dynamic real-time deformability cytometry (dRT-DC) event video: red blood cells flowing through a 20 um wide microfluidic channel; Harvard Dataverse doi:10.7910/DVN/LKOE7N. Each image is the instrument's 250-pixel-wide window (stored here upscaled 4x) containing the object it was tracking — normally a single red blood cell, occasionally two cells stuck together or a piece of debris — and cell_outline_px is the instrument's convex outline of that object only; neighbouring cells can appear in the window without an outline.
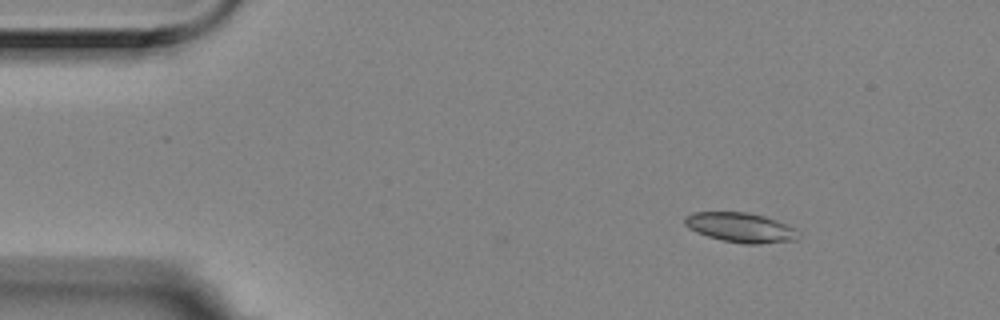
{"species": "Egyptian fruit bat (a non-hibernating species)", "species_latin": "Rousettus aegyptiacus", "temperature_condition": "room temperature", "stored_images_in_passage": 5, "camera_frame_rate_fps": 3000, "um_per_image_px": 0.085, "animal": {"sex": "female"}, "frame": {"image": 1, "passage_image": 1, "time_ms": 0.0, "image_size_px": [1000, 320], "cell_outline_px": [[800, 240], [760, 244], [744, 244], [724, 240], [708, 236], [696, 232], [688, 228], [684, 224], [684, 216], [692, 212], [748, 212], [764, 216], [776, 220], [796, 228]], "centroid_in_image_um": [62.96, 19.34], "position_along_channel_um": 22.0, "area_um2": 19.83}}
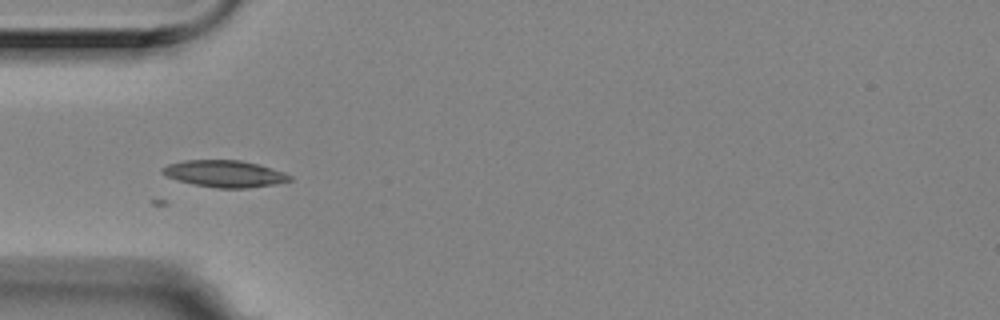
{"frame": {"image": 2, "passage_image": 4, "time_ms": 1.0, "image_size_px": [1000, 320], "cell_outline_px": [[292, 180], [276, 184], [248, 188], [216, 188], [192, 184], [176, 180], [160, 172], [160, 168], [168, 164], [184, 160], [240, 160], [260, 164], [284, 172], [292, 176]], "centroid_in_image_um": [19.09, 14.76], "position_along_channel_um": 65.9, "area_um2": 20.11}}
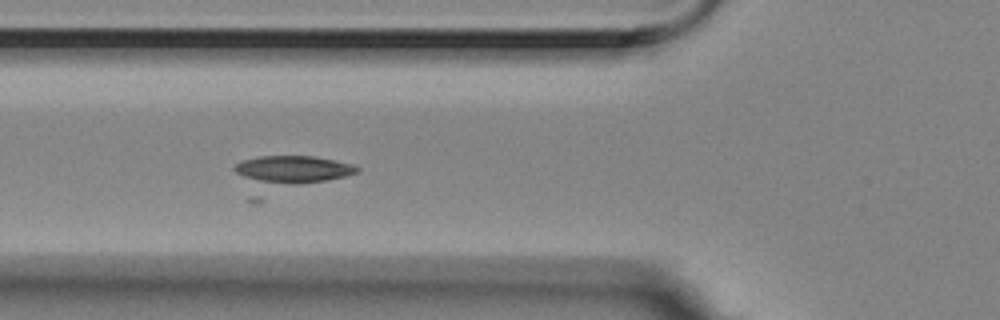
{"frame": {"image": 3, "passage_image": 5, "time_ms": 1.333, "image_size_px": [1000, 320], "cell_outline_px": [[360, 168], [356, 172], [260, 204], [252, 204], [248, 200], [232, 168], [240, 160], [260, 156], [312, 156], [352, 164]], "centroid_in_image_um": [24.3, 14.89], "position_along_channel_um": 101.5, "area_um2": 27.46}}